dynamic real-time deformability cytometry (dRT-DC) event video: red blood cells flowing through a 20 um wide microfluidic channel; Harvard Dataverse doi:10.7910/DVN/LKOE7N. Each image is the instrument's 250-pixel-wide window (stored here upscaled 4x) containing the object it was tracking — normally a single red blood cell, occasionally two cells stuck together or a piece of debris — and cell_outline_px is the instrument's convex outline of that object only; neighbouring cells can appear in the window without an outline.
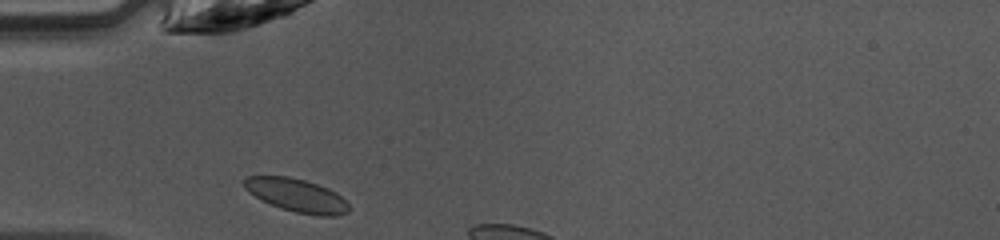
{"species": "common noctule bat (a hibernating species)", "species_latin": "Nyctalus noctula", "temperature_condition": "warm", "stored_images_in_passage": 4, "camera_frame_rate_fps": 3000, "um_per_image_px": 0.085, "animal": {"sex": "female", "body_mass_g": 10.0, "forearm_length_mm": 53.1}, "frame": {"image": 1, "passage_image": 1, "time_ms": 0.0, "image_size_px": [1000, 240], "cell_outline_px": [[348, 212], [336, 216], [320, 216], [296, 212], [280, 208], [248, 192], [244, 188], [244, 180], [248, 176], [288, 176], [304, 180], [328, 188], [336, 192], [348, 204]], "centroid_in_image_um": [25.22, 16.6], "position_along_channel_um": 59.8, "area_um2": 20.0}}